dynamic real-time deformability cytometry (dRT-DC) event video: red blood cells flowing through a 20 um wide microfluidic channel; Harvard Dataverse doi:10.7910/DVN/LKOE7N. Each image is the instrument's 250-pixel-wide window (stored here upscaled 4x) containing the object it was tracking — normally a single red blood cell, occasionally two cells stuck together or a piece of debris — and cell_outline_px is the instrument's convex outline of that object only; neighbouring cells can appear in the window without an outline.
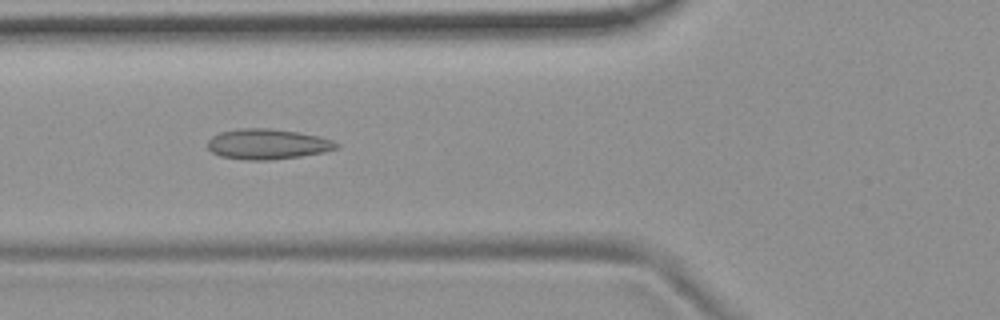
{"species": "common noctule bat (a hibernating species)", "species_latin": "Nyctalus noctula", "temperature_condition": "room temperature", "stored_images_in_passage": 13, "camera_frame_rate_fps": 3000, "um_per_image_px": 0.085, "animal": {"sex": "female", "body_mass_g": 19.9}, "frame": {"image": 1, "passage_image": 4, "time_ms": 1.0, "image_size_px": [1000, 320], "cell_outline_px": [[340, 148], [324, 152], [300, 156], [272, 160], [248, 160], [220, 156], [212, 152], [208, 148], [208, 140], [212, 136], [220, 132], [240, 128], [268, 128], [296, 132], [320, 136], [332, 140], [340, 144]], "centroid_in_image_um": [22.76, 12.25], "position_along_channel_um": 103.0, "area_um2": 22.83}}